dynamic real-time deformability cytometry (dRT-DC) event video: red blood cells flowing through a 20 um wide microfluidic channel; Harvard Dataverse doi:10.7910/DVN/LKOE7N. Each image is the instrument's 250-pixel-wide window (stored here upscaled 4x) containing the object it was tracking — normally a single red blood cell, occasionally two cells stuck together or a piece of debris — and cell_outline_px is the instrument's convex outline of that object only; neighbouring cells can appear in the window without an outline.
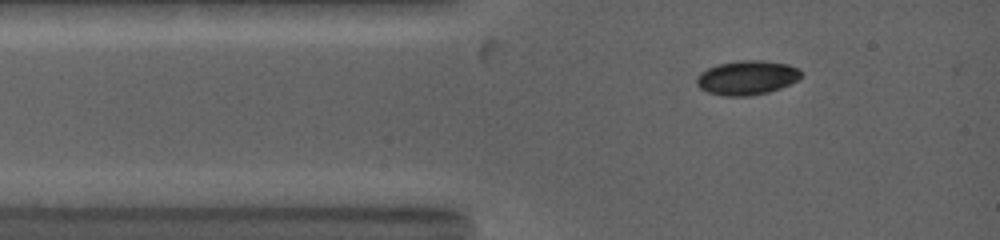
{"species": "common noctule bat (a hibernating species)", "species_latin": "Nyctalus noctula", "temperature_condition": "warm", "stored_images_in_passage": 6, "camera_frame_rate_fps": 5000, "um_per_image_px": 0.085, "animal": {"sex": "female", "body_mass_g": 19.0, "forearm_length_mm": 53.3}, "frame": {"image": 1, "passage_image": 4, "time_ms": 0.4, "image_size_px": [1000, 240], "cell_outline_px": [[420, 160], [404, 168], [360, 168], [272, 164], [272, 160], [280, 156], [304, 152]], "centroid_in_image_um": [29.04, 13.68], "position_along_channel_um": 56.0, "area_um2": 11.33}}